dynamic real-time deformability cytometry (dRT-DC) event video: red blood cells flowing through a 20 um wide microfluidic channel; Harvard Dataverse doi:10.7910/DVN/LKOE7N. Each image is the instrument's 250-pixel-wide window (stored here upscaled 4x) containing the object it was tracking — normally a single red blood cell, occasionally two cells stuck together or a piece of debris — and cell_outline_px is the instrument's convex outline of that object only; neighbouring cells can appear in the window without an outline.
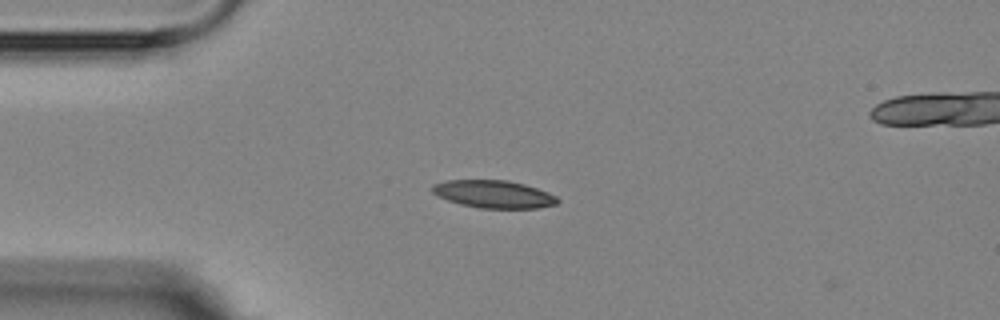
{"species": "Egyptian fruit bat (a non-hibernating species)", "species_latin": "Rousettus aegyptiacus", "temperature_condition": "room temperature", "stored_images_in_passage": 9, "segment_of_instrument_passage": [1, 2], "camera_frame_rate_fps": 3000, "um_per_image_px": 0.085, "animal": {"sex": "female"}, "frame": {"image": 1, "passage_image": 1, "time_ms": 0.0, "image_size_px": [1000, 320], "cell_outline_px": [[560, 200], [556, 204], [540, 208], [480, 208], [460, 204], [448, 200], [432, 192], [432, 184], [448, 180], [508, 180], [524, 184], [548, 192], [556, 196]], "centroid_in_image_um": [41.98, 16.5], "position_along_channel_um": 43.0, "area_um2": 20.11}}
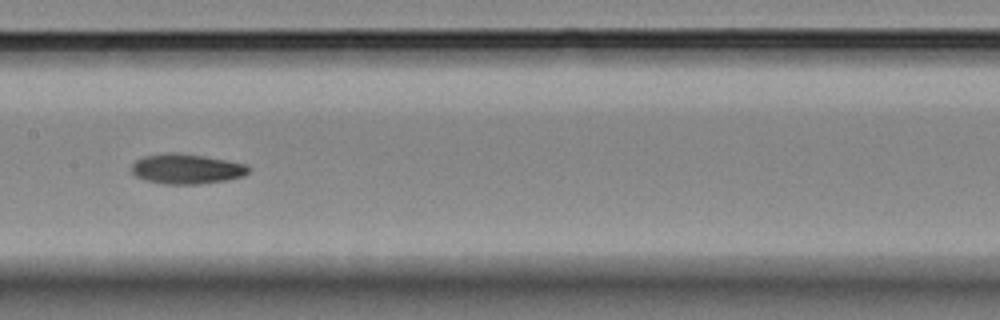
{"frame": {"image": 2, "passage_image": 5, "time_ms": 4.667, "image_size_px": [1000, 320], "cell_outline_px": [[248, 172], [244, 176], [224, 180], [200, 184], [164, 184], [144, 180], [136, 176], [132, 172], [132, 164], [136, 160], [144, 156], [168, 152], [176, 152], [204, 156], [228, 160], [248, 164]], "centroid_in_image_um": [15.85, 14.35], "position_along_channel_um": 191.6, "area_um2": 20.52}}
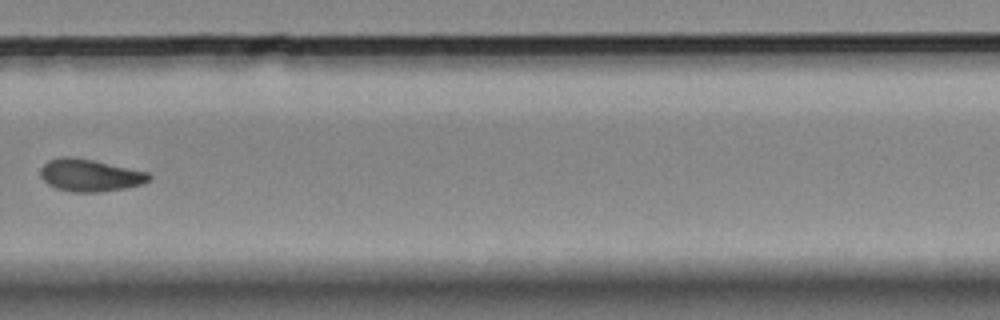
{"frame": {"image": 3, "passage_image": 8, "time_ms": 8.333, "image_size_px": [1000, 320], "cell_outline_px": [[152, 176], [144, 184], [104, 192], [72, 192], [56, 188], [48, 184], [40, 176], [40, 168], [48, 160], [60, 156], [72, 156], [92, 160], [148, 172]], "centroid_in_image_um": [7.62, 14.9], "position_along_channel_um": 322.2, "area_um2": 20.52}}